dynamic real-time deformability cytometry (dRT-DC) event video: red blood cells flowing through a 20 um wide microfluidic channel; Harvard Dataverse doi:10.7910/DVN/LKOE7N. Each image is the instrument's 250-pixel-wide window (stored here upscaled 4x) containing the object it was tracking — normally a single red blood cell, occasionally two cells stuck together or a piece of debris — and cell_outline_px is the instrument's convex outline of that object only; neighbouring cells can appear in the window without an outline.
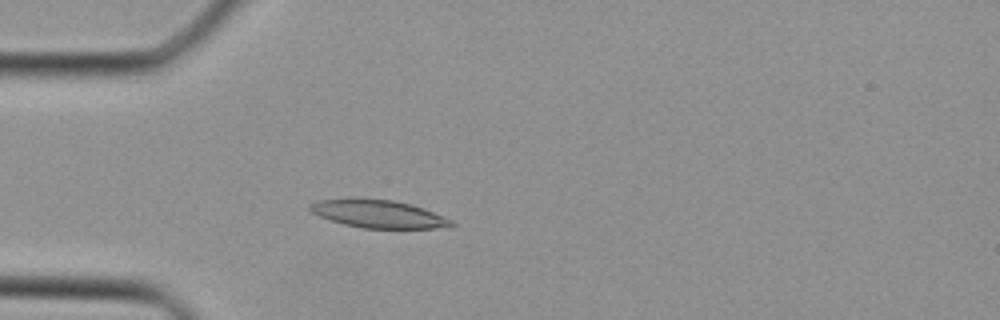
{"species": "Egyptian fruit bat (a non-hibernating species)", "species_latin": "Rousettus aegyptiacus", "temperature_condition": "cold", "stored_images_in_passage": 37, "camera_frame_rate_fps": 3000, "um_per_image_px": 0.085, "animal": {"sex": "female"}, "frame": {"image": 1, "passage_image": 10, "time_ms": 3.0, "image_size_px": [1000, 320], "cell_outline_px": [[456, 224], [448, 228], [360, 228], [344, 224], [320, 216], [312, 212], [308, 208], [308, 204], [316, 200], [392, 200], [412, 204], [424, 208], [452, 220]], "centroid_in_image_um": [32.22, 18.21], "position_along_channel_um": 52.8, "area_um2": 22.48}}
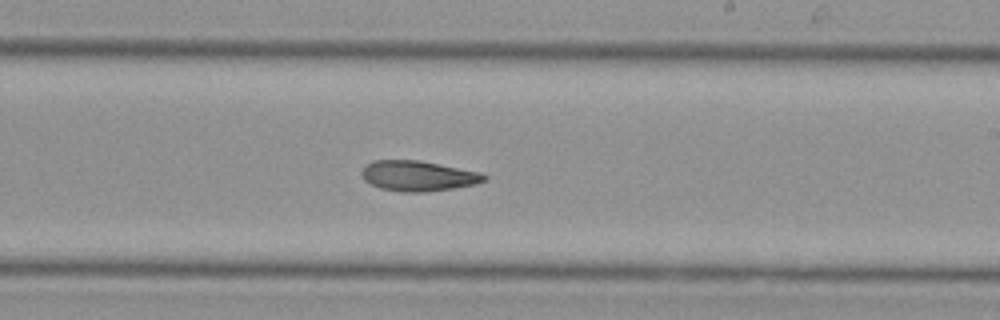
{"frame": {"image": 2, "passage_image": 22, "time_ms": 7.0, "image_size_px": [1000, 320], "cell_outline_px": [[488, 180], [476, 184], [452, 188], [424, 192], [400, 192], [380, 188], [364, 180], [360, 172], [372, 160], [420, 160], [480, 172], [488, 176]], "centroid_in_image_um": [35.56, 14.95], "position_along_channel_um": 253.4, "area_um2": 21.68}}
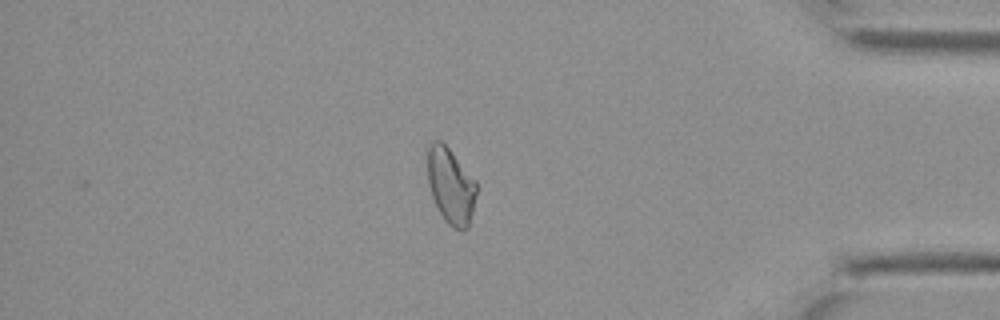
{"frame": {"image": 3, "passage_image": 32, "time_ms": 10.333, "image_size_px": [1000, 320], "cell_outline_px": [[476, 196], [468, 228], [464, 232], [448, 224], [444, 220], [432, 196], [428, 184], [428, 144], [432, 140], [440, 140], [448, 148], [476, 180]], "centroid_in_image_um": [38.31, 15.8], "position_along_channel_um": 396.9, "area_um2": 21.5}}